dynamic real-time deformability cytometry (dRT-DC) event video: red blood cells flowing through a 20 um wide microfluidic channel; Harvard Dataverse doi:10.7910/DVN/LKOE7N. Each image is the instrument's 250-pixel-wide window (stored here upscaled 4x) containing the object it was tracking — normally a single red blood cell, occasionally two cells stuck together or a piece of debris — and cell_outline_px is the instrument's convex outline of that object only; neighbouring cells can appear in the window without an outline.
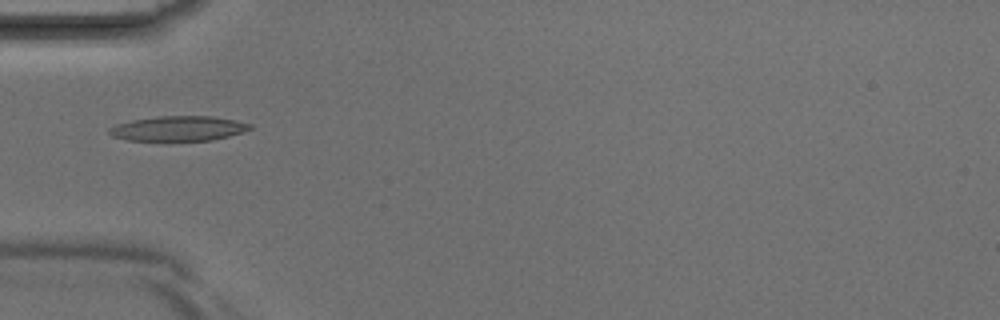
{"species": "Egyptian fruit bat (a non-hibernating species)", "species_latin": "Rousettus aegyptiacus", "temperature_condition": "room temperature", "stored_images_in_passage": 32, "camera_frame_rate_fps": 3000, "um_per_image_px": 0.085, "animal": {"sex": "male"}, "frame": {"image": 1, "passage_image": 4, "time_ms": 1.0, "image_size_px": [1000, 320], "cell_outline_px": [[252, 128], [228, 136], [212, 140], [128, 140], [112, 136], [108, 132], [108, 128], [116, 124], [132, 120], [160, 116], [212, 116], [236, 120], [252, 124]], "centroid_in_image_um": [15.15, 10.91], "position_along_channel_um": 69.9, "area_um2": 20.23}}
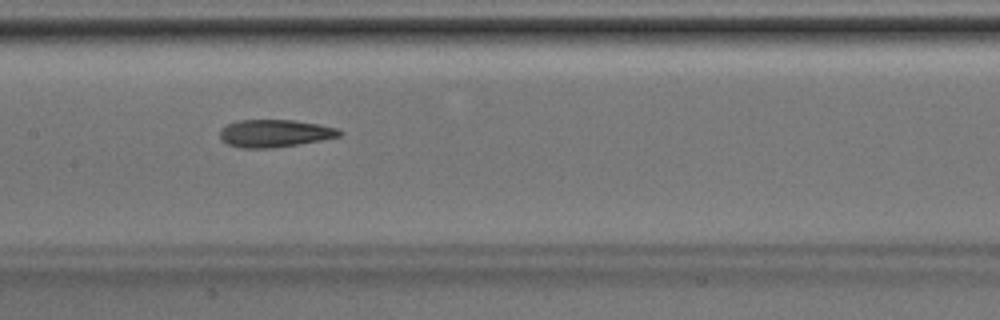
{"frame": {"image": 2, "passage_image": 11, "time_ms": 3.333, "image_size_px": [1000, 320], "cell_outline_px": [[344, 132], [340, 136], [320, 140], [272, 148], [244, 148], [228, 144], [220, 140], [220, 128], [236, 120], [292, 120], [320, 124], [336, 128]], "centroid_in_image_um": [23.32, 11.32], "position_along_channel_um": 184.1, "area_um2": 19.13}}
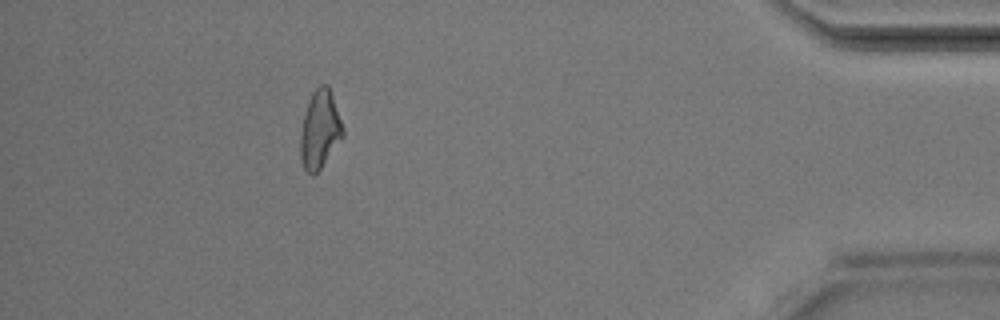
{"frame": {"image": 3, "passage_image": 28, "time_ms": 9.0, "image_size_px": [1000, 320], "cell_outline_px": [[344, 136], [320, 168], [312, 176], [304, 168], [300, 160], [300, 132], [308, 100], [312, 92], [320, 84], [328, 84], [344, 128]], "centroid_in_image_um": [27.18, 11.0], "position_along_channel_um": 408.0, "area_um2": 19.31}}